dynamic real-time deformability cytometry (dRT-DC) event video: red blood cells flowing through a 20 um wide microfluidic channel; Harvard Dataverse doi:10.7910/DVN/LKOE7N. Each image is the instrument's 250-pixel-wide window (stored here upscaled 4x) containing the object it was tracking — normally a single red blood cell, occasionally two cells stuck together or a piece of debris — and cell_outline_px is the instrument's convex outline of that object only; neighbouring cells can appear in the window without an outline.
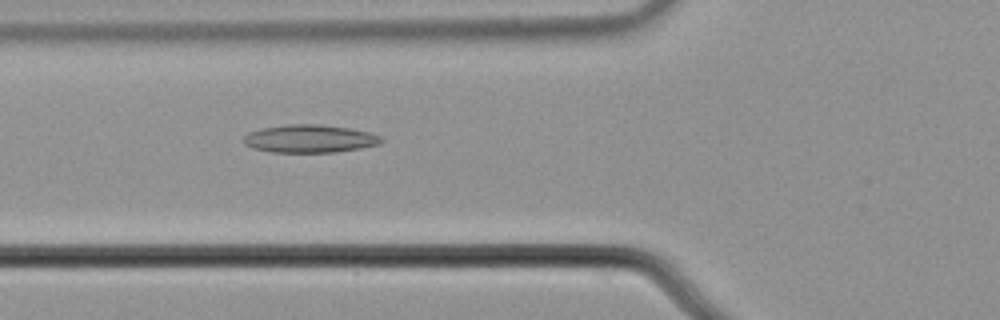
{"species": "common noctule bat (a hibernating species)", "species_latin": "Nyctalus noctula", "temperature_condition": "cold", "stored_images_in_passage": 49, "camera_frame_rate_fps": 3000, "um_per_image_px": 0.085, "animal": {"sex": "male", "body_mass_g": 21.5, "forearm_length_mm": 52.0}, "frame": {"image": 1, "passage_image": 14, "time_ms": 4.333, "image_size_px": [1000, 320], "cell_outline_px": [[384, 140], [380, 144], [360, 148], [332, 152], [268, 152], [252, 148], [244, 144], [244, 136], [248, 132], [264, 128], [284, 124], [320, 124], [348, 128], [372, 132], [380, 136]], "centroid_in_image_um": [26.32, 11.78], "position_along_channel_um": 99.5, "area_um2": 22.48}}
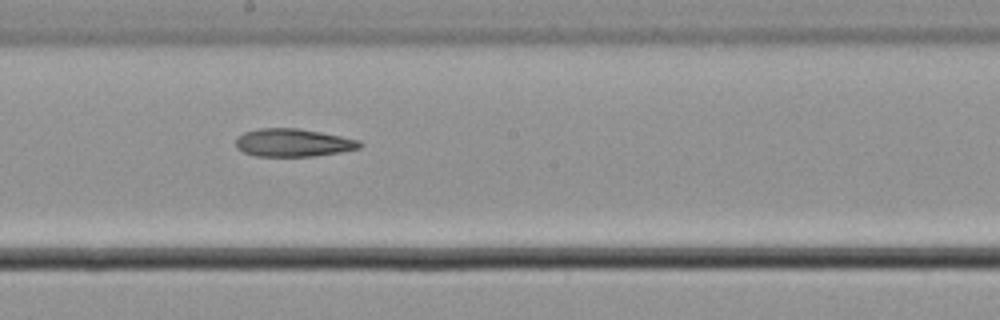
{"frame": {"image": 2, "passage_image": 24, "time_ms": 7.667, "image_size_px": [1000, 320], "cell_outline_px": [[364, 144], [360, 148], [340, 152], [312, 156], [256, 156], [244, 152], [236, 148], [236, 136], [244, 132], [260, 128], [296, 128], [320, 132], [360, 140]], "centroid_in_image_um": [24.9, 12.13], "position_along_channel_um": 223.3, "area_um2": 20.17}}
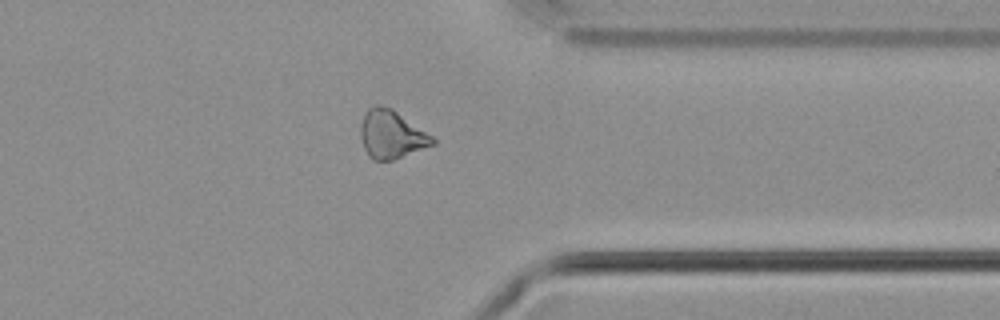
{"frame": {"image": 3, "passage_image": 37, "time_ms": 12.0, "image_size_px": [1000, 320], "cell_outline_px": [[436, 144], [392, 160], [372, 160], [368, 156], [364, 148], [360, 136], [360, 128], [364, 112], [368, 108], [376, 104], [392, 108], [432, 136], [436, 140]], "centroid_in_image_um": [33.25, 11.42], "position_along_channel_um": 378.2, "area_um2": 20.23}, "authors_computed_cell_mechanics": {"area_um2": 20.9814, "velocity_mm_per_s": 3.7055, "shape_relaxation_time_tau1_ms": null, "shape_relaxation_time_tau2_ms": 9.245, "deformation_change_tau1": null, "deformation_change_tau2": 0.1872}}